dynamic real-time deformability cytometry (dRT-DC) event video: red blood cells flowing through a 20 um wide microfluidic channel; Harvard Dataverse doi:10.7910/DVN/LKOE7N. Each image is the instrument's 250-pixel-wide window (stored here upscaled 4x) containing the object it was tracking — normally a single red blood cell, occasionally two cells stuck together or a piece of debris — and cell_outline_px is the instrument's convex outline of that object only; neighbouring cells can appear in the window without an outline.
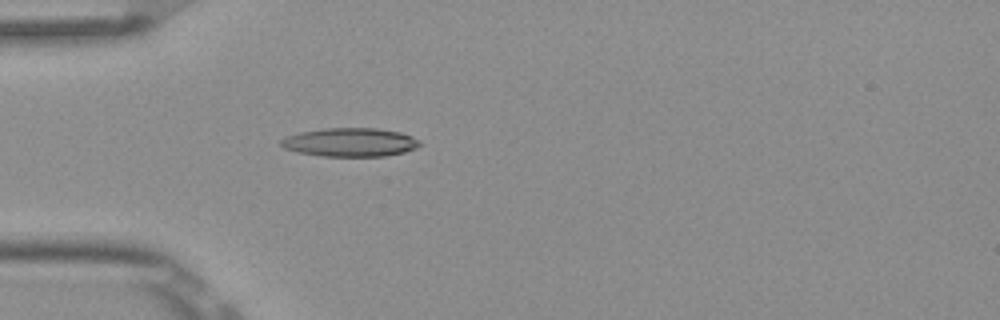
{"species": "Egyptian fruit bat (a non-hibernating species)", "species_latin": "Rousettus aegyptiacus", "temperature_condition": "room temperature", "stored_images_in_passage": 5, "camera_frame_rate_fps": 3000, "um_per_image_px": 0.085, "frame": {"image": 1, "passage_image": 5, "time_ms": 1.333, "image_size_px": [1000, 320], "cell_outline_px": [[420, 144], [416, 148], [404, 152], [384, 156], [324, 156], [296, 152], [284, 148], [280, 144], [280, 140], [288, 136], [300, 132], [324, 128], [376, 128], [400, 132], [412, 136], [420, 140]], "centroid_in_image_um": [29.77, 12.09], "position_along_channel_um": 55.2, "area_um2": 23.12}}